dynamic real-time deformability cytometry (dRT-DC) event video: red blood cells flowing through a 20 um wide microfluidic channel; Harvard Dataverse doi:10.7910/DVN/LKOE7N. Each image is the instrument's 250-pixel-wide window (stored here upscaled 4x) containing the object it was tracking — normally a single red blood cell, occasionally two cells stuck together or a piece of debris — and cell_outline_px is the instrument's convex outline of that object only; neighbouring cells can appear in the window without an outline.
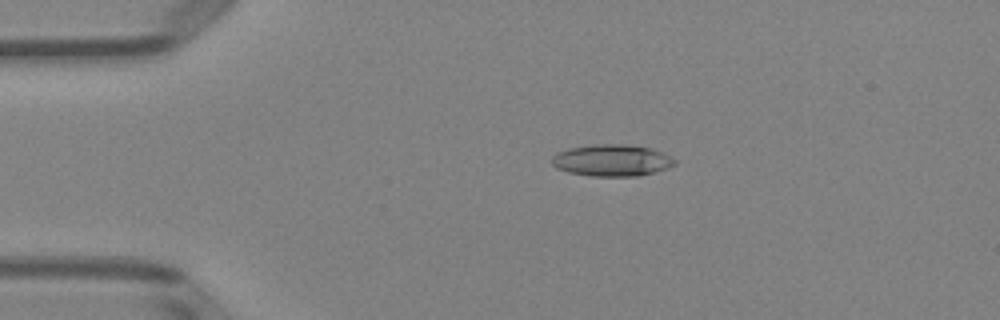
{"species": "Egyptian fruit bat (a non-hibernating species)", "species_latin": "Rousettus aegyptiacus", "temperature_condition": "room temperature", "stored_images_in_passage": 5, "camera_frame_rate_fps": 3000, "um_per_image_px": 0.085, "animal": {"sex": "female"}, "frame": {"image": 1, "passage_image": 4, "time_ms": 3.333, "image_size_px": [1000, 320], "cell_outline_px": [[676, 164], [668, 168], [640, 176], [592, 176], [568, 172], [556, 168], [552, 164], [552, 156], [556, 152], [568, 148], [596, 144], [628, 144], [652, 148], [664, 152], [676, 160]], "centroid_in_image_um": [52.02, 13.62], "position_along_channel_um": 33.0, "area_um2": 23.0}}